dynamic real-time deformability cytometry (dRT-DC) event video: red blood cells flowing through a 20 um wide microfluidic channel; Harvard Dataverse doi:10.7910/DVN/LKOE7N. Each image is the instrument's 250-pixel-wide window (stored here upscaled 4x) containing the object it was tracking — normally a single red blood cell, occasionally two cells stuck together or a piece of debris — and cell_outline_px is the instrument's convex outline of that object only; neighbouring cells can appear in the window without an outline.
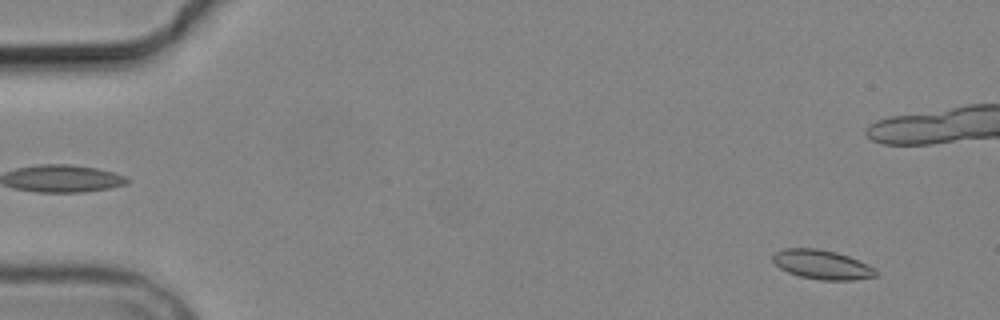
{"species": "common noctule bat (a hibernating species)", "species_latin": "Nyctalus noctula", "temperature_condition": "cold", "stored_images_in_passage": 14, "camera_frame_rate_fps": 3000, "um_per_image_px": 0.085, "animal": {"sex": "male", "body_mass_g": 19.2, "forearm_length_mm": 51.8}, "frame": {"image": 1, "passage_image": 1, "time_ms": 0.0, "image_size_px": [1000, 320], "cell_outline_px": [[880, 272], [876, 276], [856, 280], [820, 280], [800, 276], [788, 272], [780, 268], [772, 260], [772, 256], [776, 252], [784, 248], [816, 248], [836, 252], [848, 256], [868, 264], [876, 268]], "centroid_in_image_um": [69.91, 22.49], "position_along_channel_um": 15.1, "area_um2": 17.69}, "authors_computed_cell_mechanics": {"area_um2": 17.6579, "velocity_mm_per_s": 3.7056, "shape_relaxation_time_tau1_ms": 3.7609, "shape_relaxation_time_tau2_ms": 2.4, "deformation_change_tau1": 0.1048, "deformation_change_tau2": 0.0722}}